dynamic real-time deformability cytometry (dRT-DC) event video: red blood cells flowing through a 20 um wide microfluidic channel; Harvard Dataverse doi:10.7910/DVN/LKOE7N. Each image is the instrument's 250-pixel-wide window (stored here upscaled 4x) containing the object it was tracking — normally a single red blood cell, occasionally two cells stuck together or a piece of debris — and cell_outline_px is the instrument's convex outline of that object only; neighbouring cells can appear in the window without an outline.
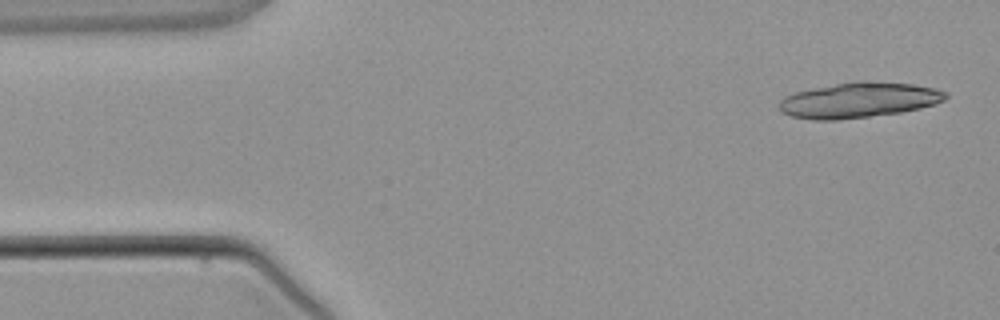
{"species": "common noctule bat (a hibernating species)", "species_latin": "Nyctalus noctula", "temperature_condition": "warm", "stored_images_in_passage": 3, "camera_frame_rate_fps": 3000, "um_per_image_px": 0.085, "animal": {"sex": "male", "body_mass_g": 21.5, "forearm_length_mm": 52.0}, "frame": {"image": 1, "passage_image": 1, "time_ms": 0.0, "image_size_px": [1000, 320], "cell_outline_px": [[948, 96], [944, 100], [936, 104], [920, 108], [900, 112], [836, 120], [812, 120], [792, 116], [784, 112], [780, 108], [780, 100], [784, 96], [796, 92], [856, 80], [864, 80], [912, 84], [936, 88], [948, 92]], "centroid_in_image_um": [73.05, 8.5], "position_along_channel_um": 12.0, "area_um2": 34.1}}